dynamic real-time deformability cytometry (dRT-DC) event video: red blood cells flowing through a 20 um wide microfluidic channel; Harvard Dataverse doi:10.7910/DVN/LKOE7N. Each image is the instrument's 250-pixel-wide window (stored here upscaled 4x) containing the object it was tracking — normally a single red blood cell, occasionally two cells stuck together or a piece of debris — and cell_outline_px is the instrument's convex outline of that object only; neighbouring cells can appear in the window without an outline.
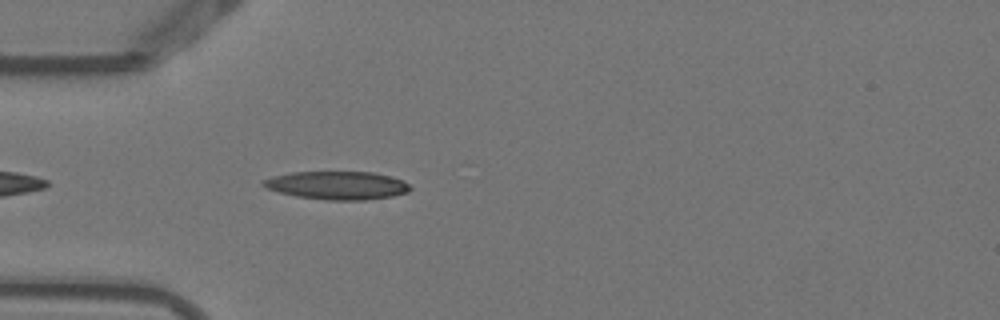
{"species": "Egyptian fruit bat (a non-hibernating species)", "species_latin": "Rousettus aegyptiacus", "temperature_condition": "warm", "stored_images_in_passage": 3, "camera_frame_rate_fps": 3000, "um_per_image_px": 0.085, "animal": {"sex": "female"}, "frame": {"image": 1, "passage_image": 3, "time_ms": 0.667, "image_size_px": [1000, 320], "cell_outline_px": [[412, 188], [408, 192], [392, 196], [364, 200], [328, 200], [296, 196], [280, 192], [268, 188], [260, 184], [260, 180], [272, 176], [292, 172], [372, 172], [392, 176], [404, 180]], "centroid_in_image_um": [28.67, 15.75], "position_along_channel_um": 56.3, "area_um2": 24.22}}